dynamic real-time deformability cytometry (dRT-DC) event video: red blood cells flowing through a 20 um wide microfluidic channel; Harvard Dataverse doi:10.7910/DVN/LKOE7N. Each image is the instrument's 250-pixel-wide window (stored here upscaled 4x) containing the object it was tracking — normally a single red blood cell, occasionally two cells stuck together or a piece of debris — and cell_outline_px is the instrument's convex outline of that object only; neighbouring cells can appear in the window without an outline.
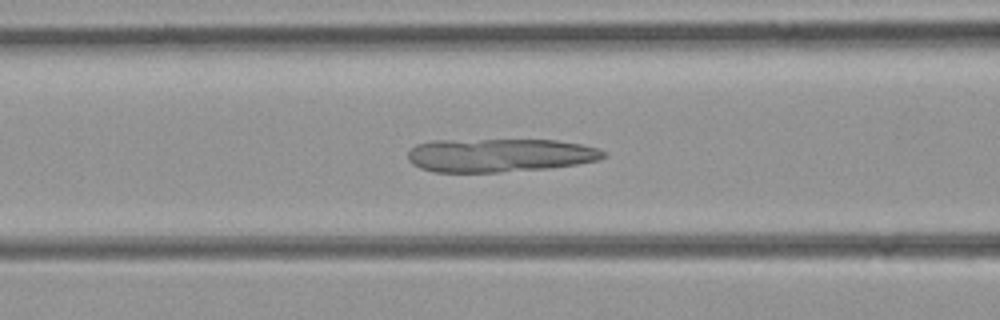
{"species": "common noctule bat (a hibernating species)", "species_latin": "Nyctalus noctula", "temperature_condition": "room temperature", "stored_images_in_passage": 45, "camera_frame_rate_fps": 3000, "um_per_image_px": 0.085, "animal": {"sex": "female", "body_mass_g": 21.9}, "frame": {"image": 1, "passage_image": 19, "time_ms": 6.0, "image_size_px": [1000, 320], "cell_outline_px": [[608, 156], [600, 160], [576, 164], [548, 168], [500, 172], [432, 172], [420, 168], [412, 164], [408, 160], [408, 152], [416, 144], [436, 140], [556, 140], [580, 144], [596, 148], [604, 152]], "centroid_in_image_um": [42.45, 13.2], "position_along_channel_um": 124.2, "area_um2": 38.21}}
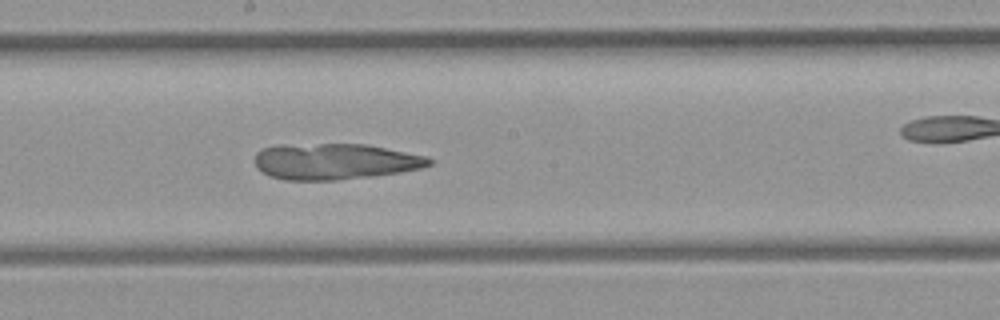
{"frame": {"image": 2, "passage_image": 26, "time_ms": 8.333, "image_size_px": [1000, 320], "cell_outline_px": [[432, 164], [420, 168], [400, 172], [372, 176], [336, 180], [284, 180], [268, 176], [256, 168], [256, 152], [264, 148], [280, 144], [368, 144], [428, 156], [432, 160]], "centroid_in_image_um": [28.46, 13.72], "position_along_channel_um": 219.7, "area_um2": 36.88}}
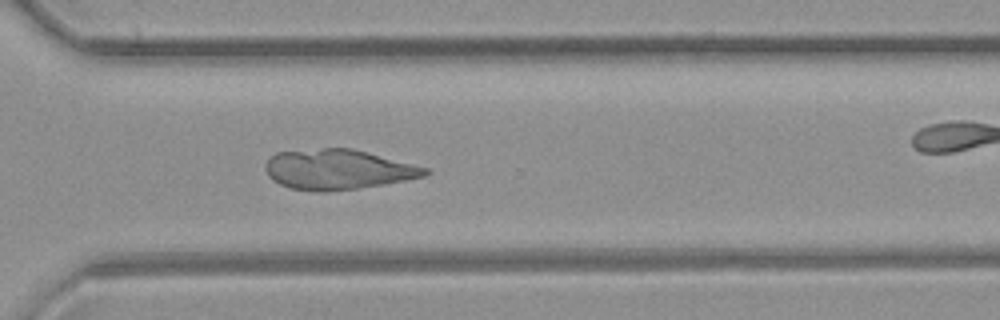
{"frame": {"image": 3, "passage_image": 35, "time_ms": 11.333, "image_size_px": [1000, 320], "cell_outline_px": [[432, 172], [424, 176], [384, 184], [360, 188], [328, 192], [316, 192], [292, 188], [280, 184], [272, 180], [268, 176], [264, 168], [264, 164], [276, 152], [324, 148], [352, 148], [368, 152], [428, 168]], "centroid_in_image_um": [28.7, 14.41], "position_along_channel_um": 341.9, "area_um2": 37.34}}